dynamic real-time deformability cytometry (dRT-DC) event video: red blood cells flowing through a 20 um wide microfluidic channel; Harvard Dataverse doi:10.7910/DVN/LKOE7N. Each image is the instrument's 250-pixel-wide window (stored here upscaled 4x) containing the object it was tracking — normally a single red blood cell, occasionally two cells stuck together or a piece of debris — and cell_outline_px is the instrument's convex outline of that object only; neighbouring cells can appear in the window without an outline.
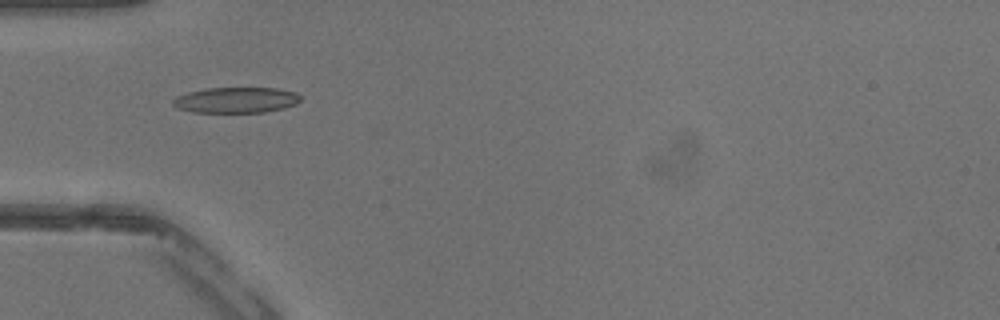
{"species": "common noctule bat (a hibernating species)", "species_latin": "Nyctalus noctula", "temperature_condition": "warm", "stored_images_in_passage": 3, "camera_frame_rate_fps": 3000, "um_per_image_px": 0.085, "animal": {"sex": "male", "body_mass_g": 13.3}, "frame": {"image": 1, "passage_image": 1, "time_ms": 0.0, "image_size_px": [1000, 320], "cell_outline_px": [[300, 100], [296, 104], [284, 108], [264, 112], [192, 112], [176, 108], [172, 104], [172, 100], [176, 96], [188, 92], [204, 88], [276, 88], [296, 92], [300, 96]], "centroid_in_image_um": [20.04, 8.5], "position_along_channel_um": 65.0, "area_um2": 19.19}}